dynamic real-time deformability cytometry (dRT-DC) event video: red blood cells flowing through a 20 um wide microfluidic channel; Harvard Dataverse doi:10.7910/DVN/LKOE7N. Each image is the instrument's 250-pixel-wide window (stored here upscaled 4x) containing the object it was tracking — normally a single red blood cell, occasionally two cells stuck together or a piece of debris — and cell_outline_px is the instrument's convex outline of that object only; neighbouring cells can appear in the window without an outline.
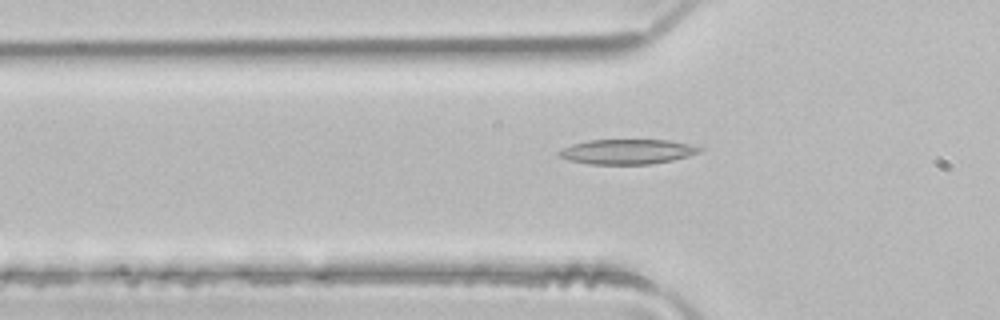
{"species": "common noctule bat (a hibernating species)", "species_latin": "Nyctalus noctula", "temperature_condition": "room temperature", "stored_images_in_passage": 39, "camera_frame_rate_fps": 3000, "um_per_image_px": 0.085, "animal": {"sex": "male", "body_mass_g": 21.5, "forearm_length_mm": 52.0}, "frame": {"image": 1, "passage_image": 6, "time_ms": 1.667, "image_size_px": [1000, 320], "cell_outline_px": [[704, 148], [700, 152], [688, 156], [672, 160], [652, 164], [588, 164], [568, 160], [560, 156], [556, 152], [572, 144], [588, 140], [668, 140], [688, 144]], "centroid_in_image_um": [53.31, 12.89], "position_along_channel_um": 72.5, "area_um2": 20.35}}
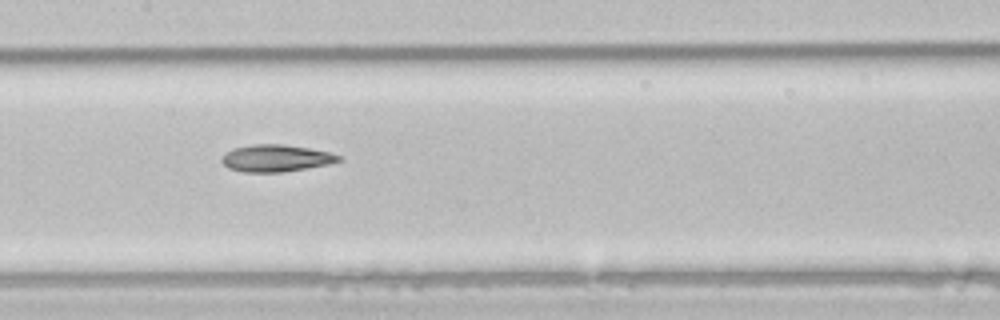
{"frame": {"image": 2, "passage_image": 14, "time_ms": 4.333, "image_size_px": [1000, 320], "cell_outline_px": [[344, 160], [328, 164], [284, 172], [244, 172], [228, 168], [220, 160], [232, 148], [252, 144], [280, 144], [308, 148], [328, 152], [340, 156]], "centroid_in_image_um": [23.45, 13.45], "position_along_channel_um": 183.9, "area_um2": 18.26}}
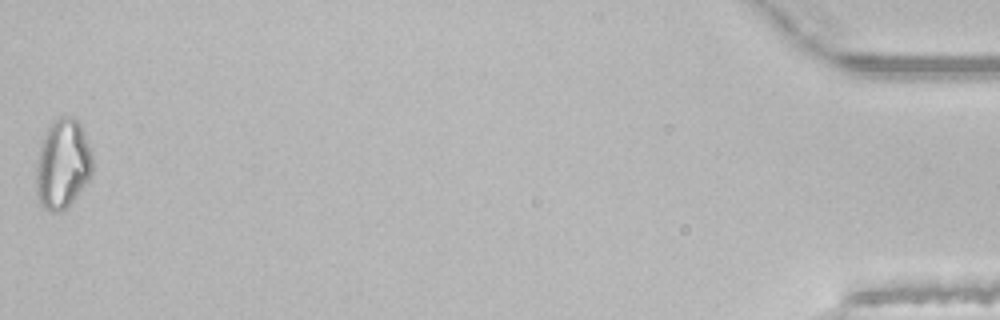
{"frame": {"image": 3, "passage_image": 39, "time_ms": 12.667, "image_size_px": [1000, 320], "cell_outline_px": [[92, 176], [68, 208], [64, 212], [52, 212], [44, 208], [40, 204], [36, 192], [36, 164], [40, 148], [44, 136], [52, 120], [60, 116], [72, 116], [80, 124], [92, 156]], "centroid_in_image_um": [5.32, 13.99], "position_along_channel_um": 429.9, "area_um2": 29.59}, "authors_computed_cell_mechanics": {"area_um2": 19.1318, "velocity_mm_per_s": 4.1354, "shape_relaxation_time_tau1_ms": null, "shape_relaxation_time_tau2_ms": 8.2446, "deformation_change_tau1": null, "deformation_change_tau2": 0.193}}